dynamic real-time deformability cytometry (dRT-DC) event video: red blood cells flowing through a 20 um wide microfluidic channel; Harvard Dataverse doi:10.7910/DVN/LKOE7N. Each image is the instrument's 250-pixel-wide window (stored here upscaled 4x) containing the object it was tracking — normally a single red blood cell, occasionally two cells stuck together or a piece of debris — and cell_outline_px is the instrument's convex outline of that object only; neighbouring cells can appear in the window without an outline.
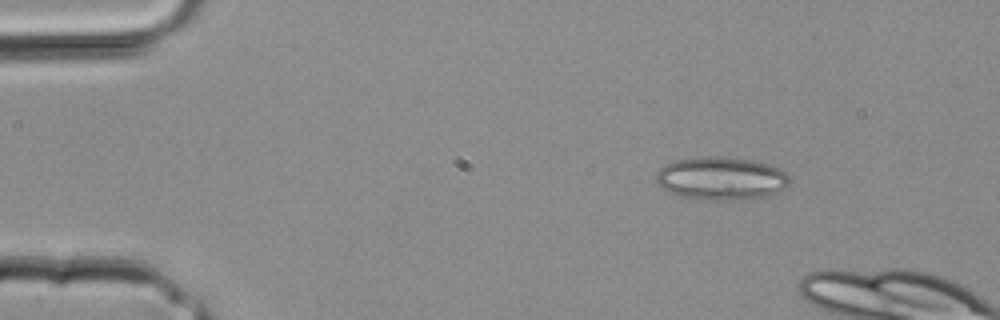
{"species": "common noctule bat (a hibernating species)", "species_latin": "Nyctalus noctula", "temperature_condition": "room temperature", "stored_images_in_passage": 4, "camera_frame_rate_fps": 3000, "um_per_image_px": 0.085, "animal": {"sex": "male", "body_mass_g": 20.4}, "frame": {"image": 1, "passage_image": 1, "time_ms": 0.0, "image_size_px": [1000, 320], "cell_outline_px": [[788, 184], [784, 188], [772, 196], [744, 200], [700, 200], [668, 192], [656, 184], [656, 172], [664, 164], [676, 160], [696, 156], [724, 156], [752, 160], [768, 164], [780, 168], [788, 176]], "centroid_in_image_um": [61.28, 15.17], "position_along_channel_um": 23.7, "area_um2": 34.1}}